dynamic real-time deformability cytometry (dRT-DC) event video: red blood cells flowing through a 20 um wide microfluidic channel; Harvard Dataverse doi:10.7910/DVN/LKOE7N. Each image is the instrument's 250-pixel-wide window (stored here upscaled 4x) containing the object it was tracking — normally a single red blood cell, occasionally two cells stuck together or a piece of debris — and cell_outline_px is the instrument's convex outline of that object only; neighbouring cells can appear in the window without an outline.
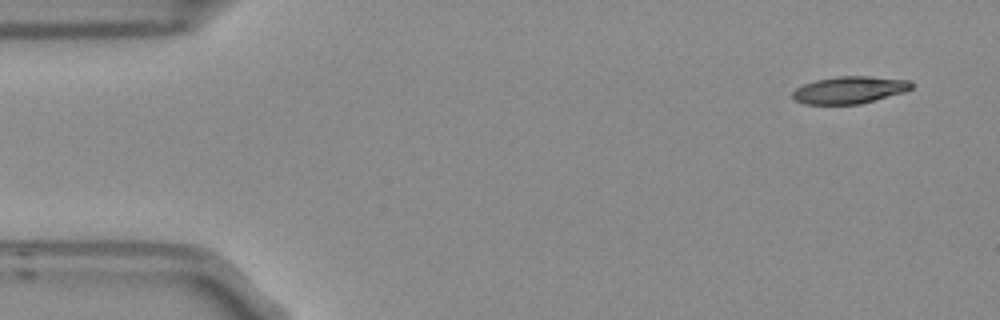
{"species": "Egyptian fruit bat (a non-hibernating species)", "species_latin": "Rousettus aegyptiacus", "temperature_condition": "room temperature", "stored_images_in_passage": 6, "segment_of_instrument_passage": [2, 2], "camera_frame_rate_fps": 3000, "um_per_image_px": 0.085, "frame": {"image": 1, "passage_image": 6, "time_ms": 1.667, "image_size_px": [1000, 320], "cell_outline_px": [[912, 88], [904, 92], [860, 104], [804, 104], [796, 100], [792, 96], [792, 92], [796, 88], [804, 84], [816, 80], [840, 76], [872, 76], [912, 80]], "centroid_in_image_um": [72.23, 7.64], "position_along_channel_um": 12.8, "area_um2": 18.84}}